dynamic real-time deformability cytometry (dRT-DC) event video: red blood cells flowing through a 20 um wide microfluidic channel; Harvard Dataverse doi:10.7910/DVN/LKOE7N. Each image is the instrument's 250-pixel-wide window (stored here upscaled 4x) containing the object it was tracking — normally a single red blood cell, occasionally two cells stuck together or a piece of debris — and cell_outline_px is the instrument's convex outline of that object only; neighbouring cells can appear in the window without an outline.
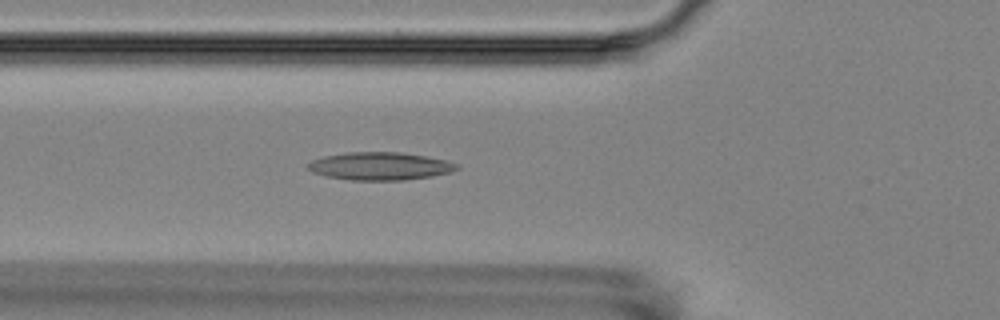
{"species": "Egyptian fruit bat (a non-hibernating species)", "species_latin": "Rousettus aegyptiacus", "temperature_condition": "room temperature", "stored_images_in_passage": 5, "camera_frame_rate_fps": 3000, "um_per_image_px": 0.085, "animal": {"sex": "female"}, "frame": {"image": 1, "passage_image": 5, "time_ms": 4.667, "image_size_px": [1000, 320], "cell_outline_px": [[460, 168], [448, 172], [432, 176], [404, 180], [348, 180], [328, 176], [312, 172], [308, 168], [308, 164], [312, 160], [324, 156], [344, 152], [400, 152], [424, 156], [444, 160], [460, 164]], "centroid_in_image_um": [32.29, 14.12], "position_along_channel_um": 93.5, "area_um2": 24.04}}